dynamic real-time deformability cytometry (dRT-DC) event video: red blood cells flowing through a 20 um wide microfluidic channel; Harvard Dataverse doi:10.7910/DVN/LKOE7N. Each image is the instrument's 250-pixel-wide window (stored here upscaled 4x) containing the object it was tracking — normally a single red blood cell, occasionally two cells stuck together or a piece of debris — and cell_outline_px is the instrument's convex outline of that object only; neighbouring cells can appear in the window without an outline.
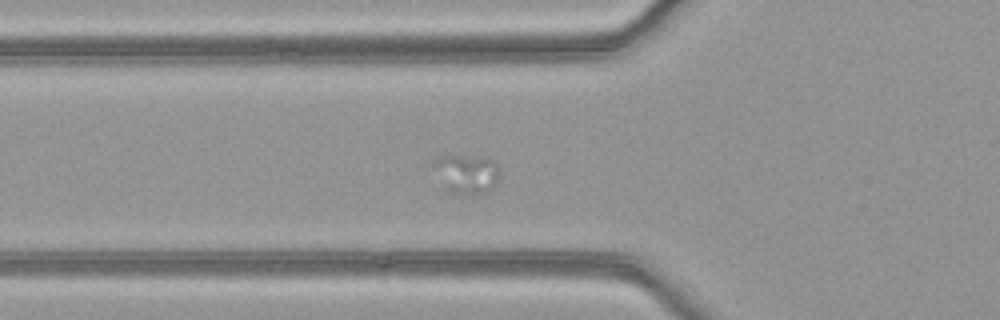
{"species": "common noctule bat (a hibernating species)", "species_latin": "Nyctalus noctula", "temperature_condition": "warm", "stored_images_in_passage": 36, "camera_frame_rate_fps": 3000, "um_per_image_px": 0.085, "animal": {"sex": "female", "body_mass_g": 21.9}, "frame": {"image": 1, "passage_image": 6, "time_ms": 1.667, "image_size_px": [1000, 320], "cell_outline_px": [[500, 180], [492, 188], [476, 196], [448, 192], [444, 188], [432, 164], [440, 156], [488, 156], [496, 164]], "centroid_in_image_um": [39.68, 14.79], "position_along_channel_um": 86.1, "area_um2": 15.26}}
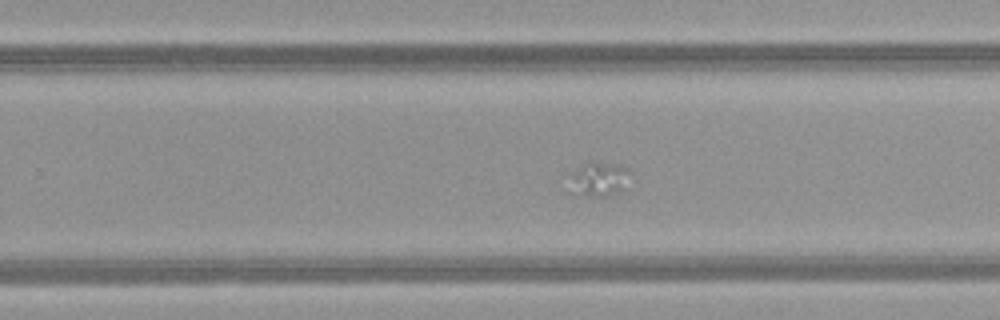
{"frame": {"image": 2, "passage_image": 21, "time_ms": 6.667, "image_size_px": [1000, 320], "cell_outline_px": [[628, 172], [620, 192], [608, 196], [572, 196], [568, 192], [572, 176], [588, 160], [592, 160], [620, 164], [628, 168]], "centroid_in_image_um": [50.84, 15.24], "position_along_channel_um": 279.0, "area_um2": 12.2}}
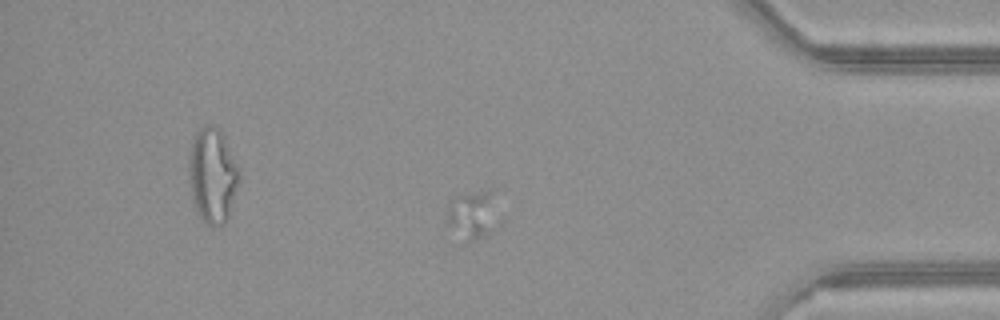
{"frame": {"image": 3, "passage_image": 32, "time_ms": 10.333, "image_size_px": [1000, 320], "cell_outline_px": [[504, 220], [500, 224], [488, 232], [472, 240], [448, 224], [448, 204], [452, 200], [464, 192], [492, 192]], "centroid_in_image_um": [40.32, 18.17], "position_along_channel_um": 394.9, "area_um2": 14.16}}